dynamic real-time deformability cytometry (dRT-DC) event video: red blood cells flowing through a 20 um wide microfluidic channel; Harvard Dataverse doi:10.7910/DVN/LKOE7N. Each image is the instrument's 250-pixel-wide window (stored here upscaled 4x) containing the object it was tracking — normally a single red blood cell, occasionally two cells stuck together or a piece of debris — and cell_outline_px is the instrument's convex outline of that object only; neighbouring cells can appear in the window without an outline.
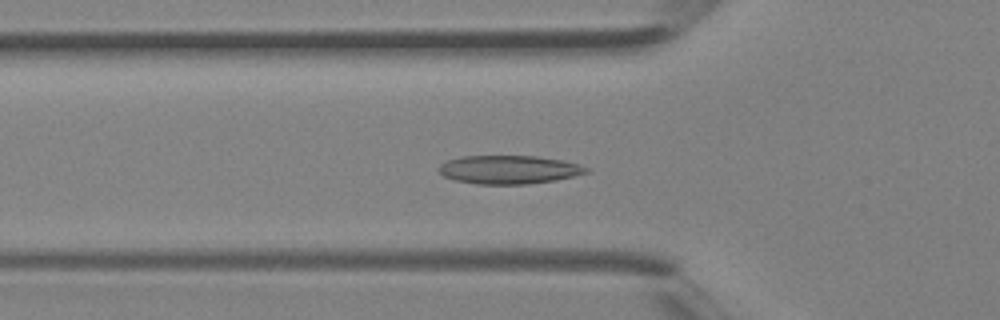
{"species": "Egyptian fruit bat (a non-hibernating species)", "species_latin": "Rousettus aegyptiacus", "temperature_condition": "room temperature", "stored_images_in_passage": 32, "segment_of_instrument_passage": [1, 2], "camera_frame_rate_fps": 3000, "um_per_image_px": 0.085, "animal": {"sex": "female"}, "frame": {"image": 1, "passage_image": 8, "time_ms": 2.333, "image_size_px": [1000, 320], "cell_outline_px": [[588, 172], [556, 180], [528, 184], [476, 184], [456, 180], [444, 176], [436, 168], [440, 164], [448, 160], [460, 156], [536, 156], [560, 160], [580, 164], [588, 168]], "centroid_in_image_um": [43.23, 14.41], "position_along_channel_um": 82.6, "area_um2": 24.39}}
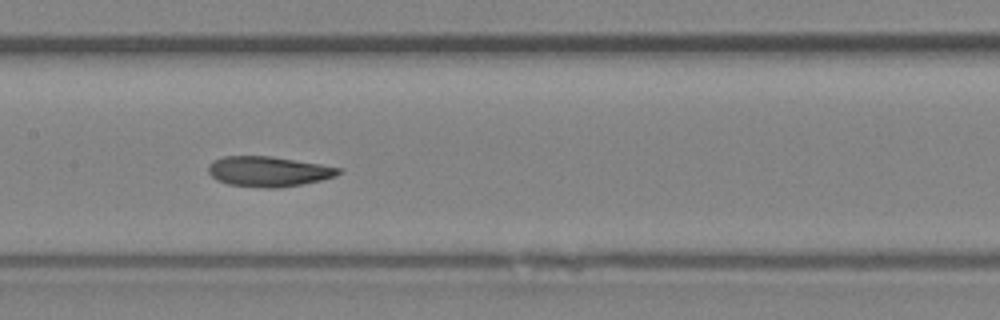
{"frame": {"image": 2, "passage_image": 14, "time_ms": 4.333, "image_size_px": [1000, 320], "cell_outline_px": [[344, 172], [336, 176], [320, 180], [280, 188], [268, 188], [228, 184], [216, 180], [208, 172], [208, 164], [212, 160], [224, 156], [272, 156], [344, 168]], "centroid_in_image_um": [22.83, 14.56], "position_along_channel_um": 184.6, "area_um2": 23.06}}
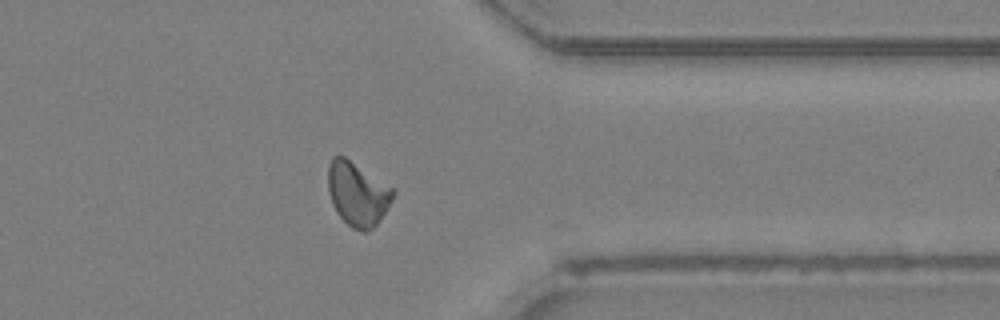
{"frame": {"image": 3, "passage_image": 26, "time_ms": 8.333, "image_size_px": [1000, 320], "cell_outline_px": [[396, 192], [388, 208], [376, 224], [372, 228], [364, 232], [352, 228], [336, 212], [332, 204], [328, 192], [328, 164], [332, 156], [344, 156], [396, 188]], "centroid_in_image_um": [30.4, 16.45], "position_along_channel_um": 381.0, "area_um2": 24.45}}